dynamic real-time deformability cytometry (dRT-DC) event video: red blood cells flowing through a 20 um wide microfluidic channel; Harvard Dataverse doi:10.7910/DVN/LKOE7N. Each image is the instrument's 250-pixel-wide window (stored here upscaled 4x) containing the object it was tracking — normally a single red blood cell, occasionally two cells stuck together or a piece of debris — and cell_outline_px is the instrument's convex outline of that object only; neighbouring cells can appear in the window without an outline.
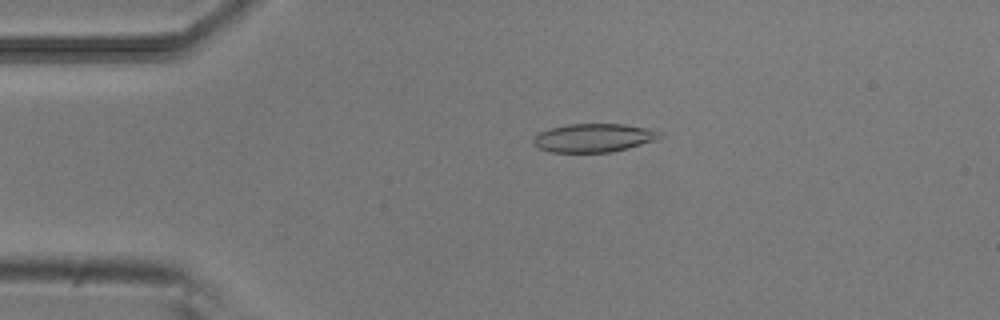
{"species": "common noctule bat (a hibernating species)", "species_latin": "Nyctalus noctula", "temperature_condition": "room temperature", "stored_images_in_passage": 51, "camera_frame_rate_fps": 3000, "um_per_image_px": 0.085, "animal": {"sex": "male", "body_mass_g": 20.5, "forearm_length_mm": 52.5}, "frame": {"image": 1, "passage_image": 10, "time_ms": 3.0, "image_size_px": [1000, 320], "cell_outline_px": [[664, 136], [656, 140], [628, 148], [612, 152], [552, 152], [540, 148], [532, 144], [532, 140], [540, 132], [552, 128], [568, 124], [624, 124], [644, 128], [660, 132]], "centroid_in_image_um": [50.47, 11.72], "position_along_channel_um": 34.5, "area_um2": 20.81}}
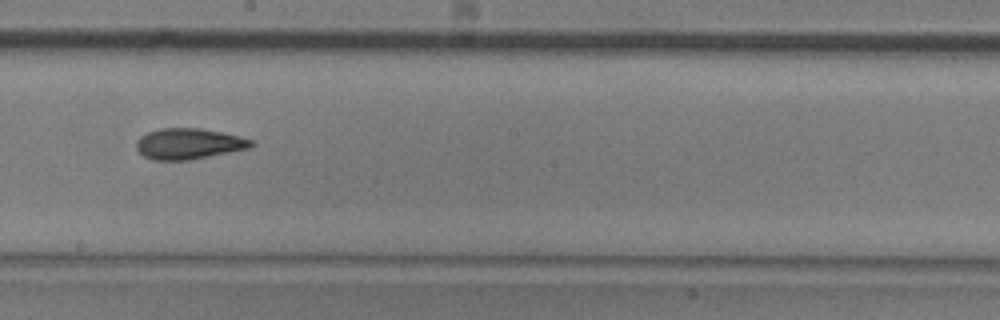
{"frame": {"image": 2, "passage_image": 28, "time_ms": 9.0, "image_size_px": [1000, 320], "cell_outline_px": [[256, 144], [252, 148], [188, 160], [152, 160], [144, 156], [136, 148], [136, 140], [140, 136], [148, 132], [160, 128], [200, 128], [240, 136], [252, 140]], "centroid_in_image_um": [16.05, 12.22], "position_along_channel_um": 232.1, "area_um2": 20.75}}
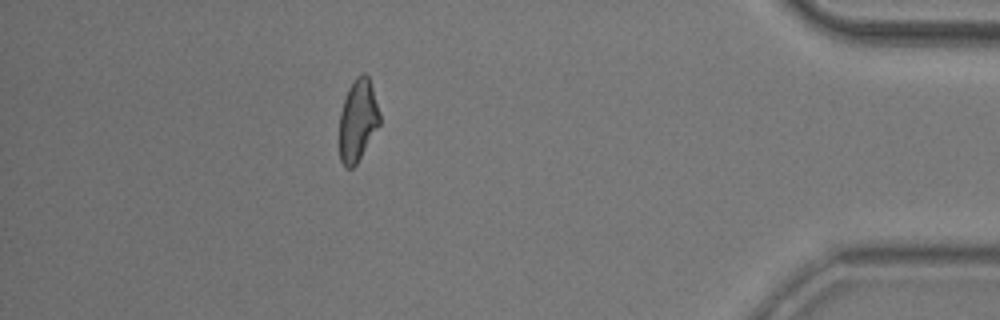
{"frame": {"image": 3, "passage_image": 45, "time_ms": 14.667, "image_size_px": [1000, 320], "cell_outline_px": [[380, 124], [356, 164], [352, 168], [344, 168], [340, 160], [340, 112], [348, 88], [356, 76], [364, 72], [368, 76], [380, 112]], "centroid_in_image_um": [30.41, 10.23], "position_along_channel_um": 404.8, "area_um2": 19.13}, "authors_computed_cell_mechanics": {"area_um2": 20.7502, "velocity_mm_per_s": 3.8871, "shape_relaxation_time_tau1_ms": 5.1885, "shape_relaxation_time_tau2_ms": 4.0229, "deformation_change_tau1": 0.1819, "deformation_change_tau2": 0.1394}}